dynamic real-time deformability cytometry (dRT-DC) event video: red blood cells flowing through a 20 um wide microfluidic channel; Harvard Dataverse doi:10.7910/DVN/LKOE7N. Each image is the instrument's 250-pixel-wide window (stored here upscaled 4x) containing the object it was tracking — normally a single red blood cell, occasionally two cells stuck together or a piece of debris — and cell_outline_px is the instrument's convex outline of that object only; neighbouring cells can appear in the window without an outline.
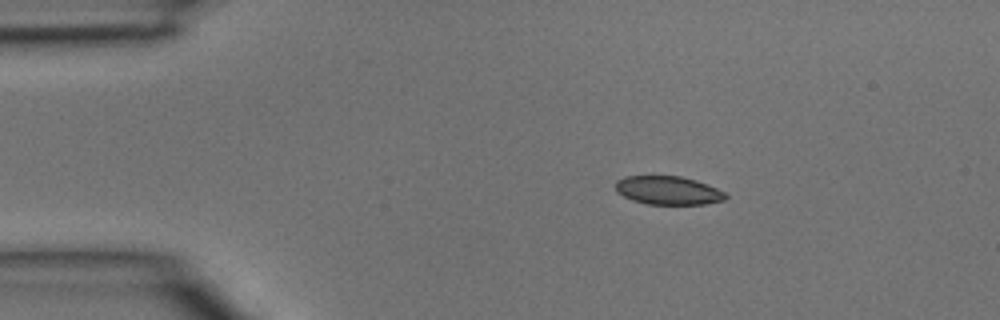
{"species": "common noctule bat (a hibernating species)", "species_latin": "Nyctalus noctula", "temperature_condition": "room temperature", "stored_images_in_passage": 2, "camera_frame_rate_fps": 3000, "um_per_image_px": 0.085, "animal": {"sex": "male", "body_mass_g": 15.6}, "frame": {"image": 1, "passage_image": 1, "time_ms": 0.0, "image_size_px": [1000, 320], "cell_outline_px": [[728, 196], [724, 200], [704, 204], [648, 204], [632, 200], [616, 192], [616, 180], [624, 176], [680, 176], [696, 180], [716, 188], [724, 192]], "centroid_in_image_um": [56.77, 16.18], "position_along_channel_um": 28.2, "area_um2": 18.21}}